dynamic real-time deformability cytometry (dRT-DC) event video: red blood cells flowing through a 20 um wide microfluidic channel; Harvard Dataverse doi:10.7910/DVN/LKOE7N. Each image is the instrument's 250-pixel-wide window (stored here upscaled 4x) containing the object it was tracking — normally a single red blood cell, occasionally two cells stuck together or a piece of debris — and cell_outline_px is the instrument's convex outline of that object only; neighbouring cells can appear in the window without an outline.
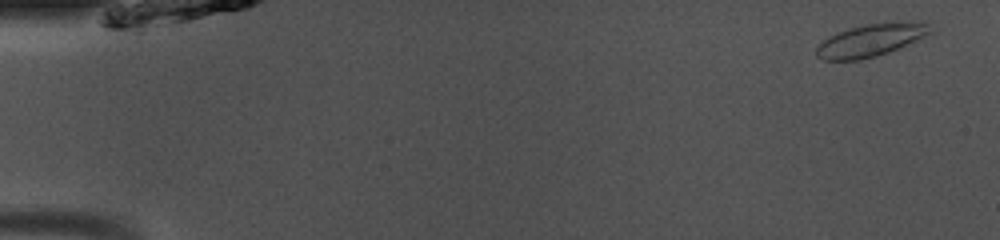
{"species": "common noctule bat (a hibernating species)", "species_latin": "Nyctalus noctula", "temperature_condition": "room temperature", "stored_images_in_passage": 17, "camera_frame_rate_fps": 3000, "um_per_image_px": 0.085, "animal": {"sex": "male", "body_mass_g": 13.0, "forearm_length_mm": 53.1}, "frame": {"image": 1, "passage_image": 3, "time_ms": 0.667, "image_size_px": [1000, 240], "cell_outline_px": [[936, 32], [888, 52], [876, 56], [860, 60], [824, 60], [816, 56], [816, 48], [828, 36], [836, 32], [848, 28], [868, 24], [924, 20], [932, 20]], "centroid_in_image_um": [74.15, 3.38], "position_along_channel_um": 10.8, "area_um2": 22.14}}